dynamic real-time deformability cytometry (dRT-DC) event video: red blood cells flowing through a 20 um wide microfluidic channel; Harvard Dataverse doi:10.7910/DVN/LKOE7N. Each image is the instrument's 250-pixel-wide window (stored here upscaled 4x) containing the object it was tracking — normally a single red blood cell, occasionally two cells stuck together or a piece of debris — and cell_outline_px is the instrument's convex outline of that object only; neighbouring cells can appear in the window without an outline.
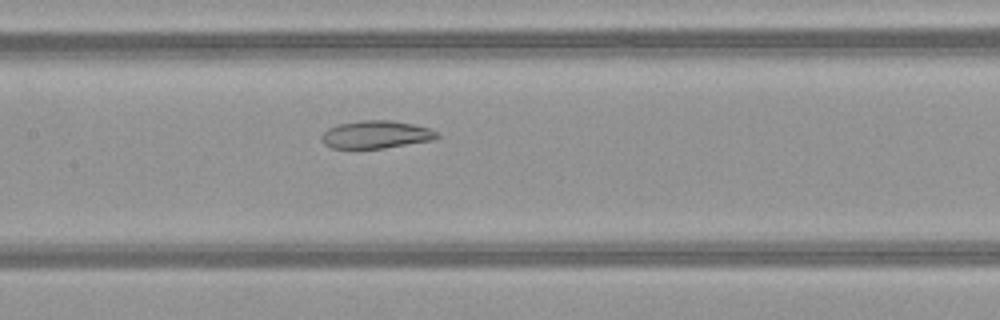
{"species": "common noctule bat (a hibernating species)", "species_latin": "Nyctalus noctula", "temperature_condition": "warm", "stored_images_in_passage": 51, "camera_frame_rate_fps": 3000, "um_per_image_px": 0.085, "animal": {"sex": "female", "body_mass_g": 21.9}, "frame": {"image": 1, "passage_image": 25, "time_ms": 8.0, "image_size_px": [1000, 320], "cell_outline_px": [[440, 136], [432, 140], [384, 148], [332, 148], [324, 144], [320, 140], [320, 136], [328, 128], [340, 124], [364, 120], [392, 120], [412, 124], [428, 128], [436, 132]], "centroid_in_image_um": [31.93, 11.44], "position_along_channel_um": 175.5, "area_um2": 18.5}}
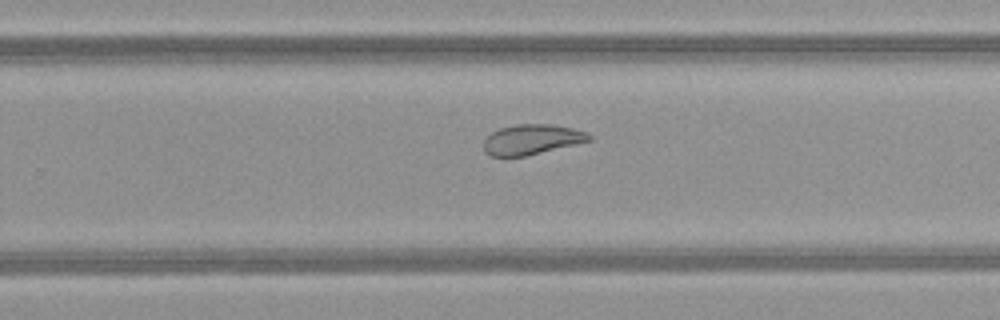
{"frame": {"image": 2, "passage_image": 33, "time_ms": 10.667, "image_size_px": [1000, 320], "cell_outline_px": [[592, 140], [524, 156], [492, 156], [484, 152], [484, 140], [492, 132], [500, 128], [516, 124], [548, 124], [572, 128], [588, 132], [592, 136]], "centroid_in_image_um": [45.2, 11.85], "position_along_channel_um": 284.6, "area_um2": 18.32}}
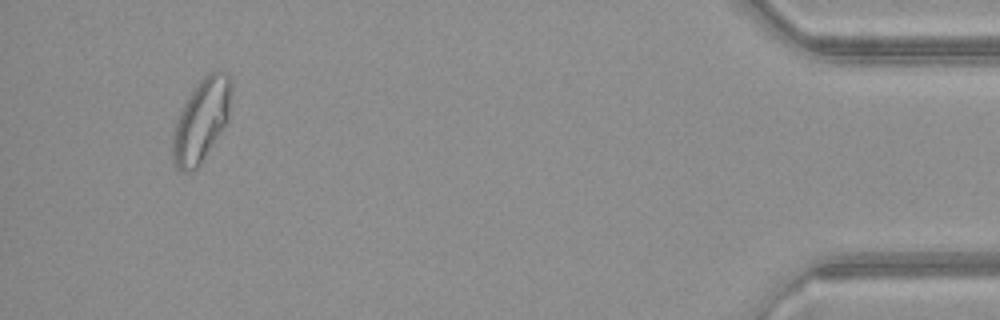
{"frame": {"image": 3, "passage_image": 48, "time_ms": 15.667, "image_size_px": [1000, 320], "cell_outline_px": [[232, 92], [228, 120], [200, 164], [192, 172], [184, 172], [176, 168], [172, 160], [172, 132], [180, 108], [188, 96], [200, 80], [208, 72], [216, 68], [228, 72], [232, 76]], "centroid_in_image_um": [17.12, 10.17], "position_along_channel_um": 418.1, "area_um2": 28.9}, "authors_computed_cell_mechanics": {"area_um2": 25.9522, "velocity_mm_per_s": 4.1057, "shape_relaxation_time_tau1_ms": null, "shape_relaxation_time_tau2_ms": 2.1856, "deformation_change_tau1": null, "deformation_change_tau2": 0.092}}